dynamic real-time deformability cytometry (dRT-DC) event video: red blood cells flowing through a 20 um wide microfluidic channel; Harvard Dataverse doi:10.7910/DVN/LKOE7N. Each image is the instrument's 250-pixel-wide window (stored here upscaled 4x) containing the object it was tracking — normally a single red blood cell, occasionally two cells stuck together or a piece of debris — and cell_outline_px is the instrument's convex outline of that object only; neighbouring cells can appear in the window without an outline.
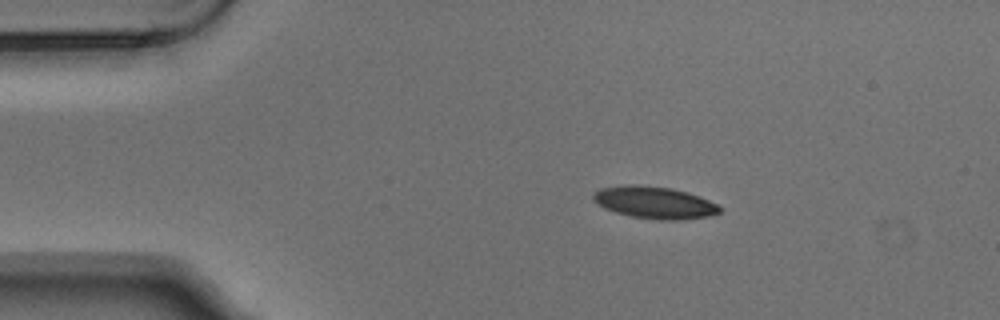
{"species": "Egyptian fruit bat (a non-hibernating species)", "species_latin": "Rousettus aegyptiacus", "temperature_condition": "warm", "stored_images_in_passage": 7, "camera_frame_rate_fps": 3000, "um_per_image_px": 0.085, "animal": {"sex": "male"}, "frame": {"image": 1, "passage_image": 1, "time_ms": 0.0, "image_size_px": [1000, 320], "cell_outline_px": [[720, 212], [708, 216], [680, 220], [660, 220], [632, 216], [616, 212], [604, 208], [592, 200], [592, 196], [600, 188], [624, 184], [636, 184], [672, 188], [688, 192], [700, 196], [716, 204], [720, 208]], "centroid_in_image_um": [55.61, 17.2], "position_along_channel_um": 29.4, "area_um2": 23.64}}
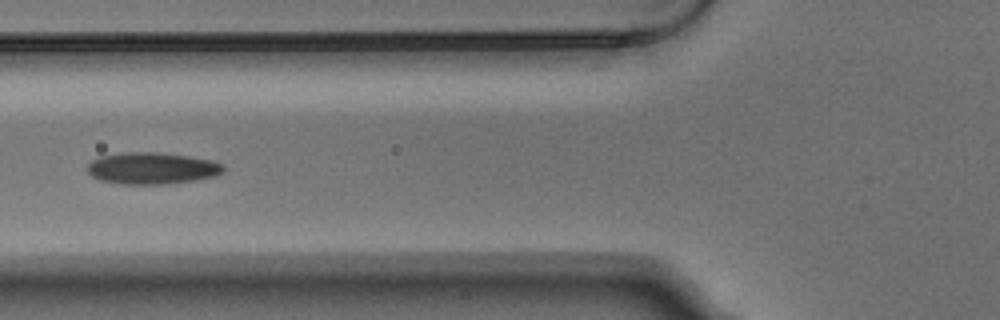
{"frame": {"image": 2, "passage_image": 4, "time_ms": 1.0, "image_size_px": [1000, 320], "cell_outline_px": [[224, 172], [216, 176], [168, 184], [120, 184], [100, 180], [92, 176], [88, 172], [88, 164], [92, 160], [100, 156], [124, 152], [156, 152], [188, 156], [212, 160], [224, 164]], "centroid_in_image_um": [12.93, 14.3], "position_along_channel_um": 112.9, "area_um2": 25.2}}
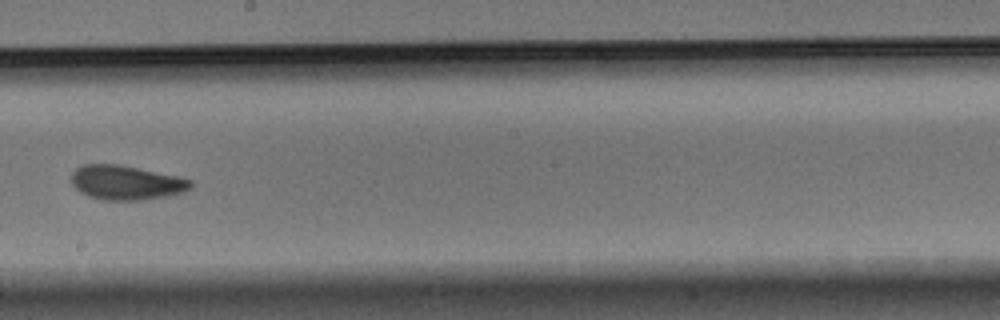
{"frame": {"image": 3, "passage_image": 7, "time_ms": 2.0, "image_size_px": [1000, 320], "cell_outline_px": [[192, 188], [184, 192], [168, 196], [144, 200], [104, 200], [88, 196], [80, 192], [72, 184], [72, 172], [76, 168], [84, 164], [120, 164], [180, 176], [192, 180]], "centroid_in_image_um": [10.76, 15.52], "position_along_channel_um": 237.4, "area_um2": 24.22}}